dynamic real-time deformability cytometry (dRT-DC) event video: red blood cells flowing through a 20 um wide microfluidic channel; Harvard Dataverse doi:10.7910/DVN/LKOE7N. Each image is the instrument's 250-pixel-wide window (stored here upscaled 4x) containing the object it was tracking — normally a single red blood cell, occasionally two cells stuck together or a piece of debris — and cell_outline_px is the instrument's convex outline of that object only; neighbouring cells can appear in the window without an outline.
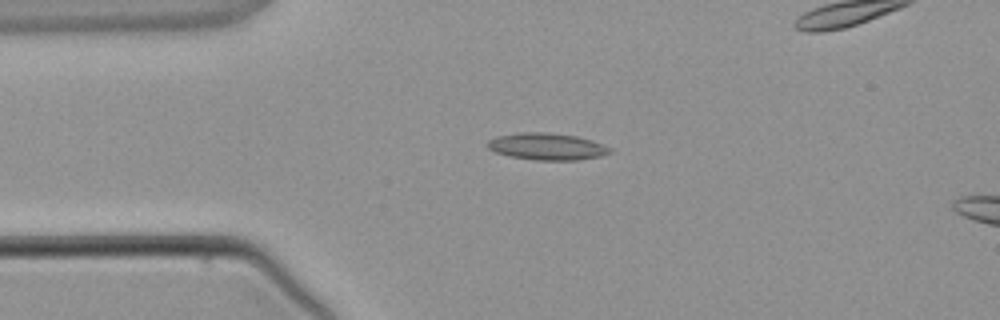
{"species": "common noctule bat (a hibernating species)", "species_latin": "Nyctalus noctula", "temperature_condition": "warm", "stored_images_in_passage": 4, "camera_frame_rate_fps": 3000, "um_per_image_px": 0.085, "animal": {"sex": "male", "body_mass_g": 21.5, "forearm_length_mm": 52.0}, "frame": {"image": 1, "passage_image": 3, "time_ms": 2.667, "image_size_px": [1000, 320], "cell_outline_px": [[612, 152], [600, 156], [580, 160], [536, 160], [508, 156], [496, 152], [488, 148], [488, 140], [496, 136], [516, 132], [548, 132], [576, 136], [592, 140], [612, 148]], "centroid_in_image_um": [46.49, 12.45], "position_along_channel_um": 38.5, "area_um2": 19.31}}